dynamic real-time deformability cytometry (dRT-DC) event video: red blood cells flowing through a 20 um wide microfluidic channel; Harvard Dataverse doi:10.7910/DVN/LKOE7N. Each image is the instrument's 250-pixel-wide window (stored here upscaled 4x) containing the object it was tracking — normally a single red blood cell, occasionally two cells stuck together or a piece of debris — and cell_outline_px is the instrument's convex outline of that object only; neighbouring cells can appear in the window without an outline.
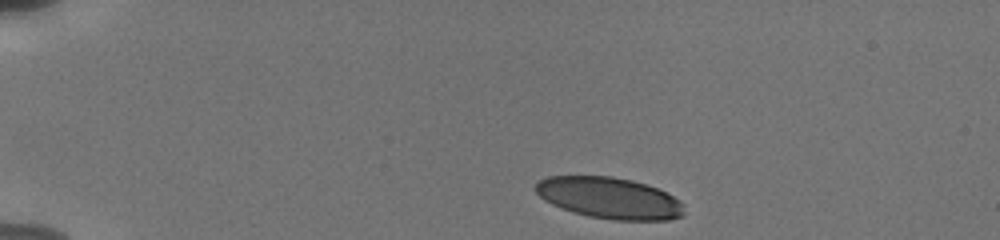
{"species": "human", "species_latin": "Homo sapiens", "temperature_condition": "cold", "stored_images_in_passage": 5, "camera_frame_rate_fps": 3000, "um_per_image_px": 0.085, "donor": {"sex": "male"}, "frame": {"image": 1, "passage_image": 1, "time_ms": 0.0, "image_size_px": [1000, 240], "cell_outline_px": [[684, 216], [668, 220], [616, 220], [588, 216], [572, 212], [552, 204], [544, 200], [536, 192], [536, 184], [540, 180], [548, 176], [612, 176], [632, 180], [656, 188], [680, 200], [684, 204]], "centroid_in_image_um": [51.81, 16.83], "position_along_channel_um": 33.2, "area_um2": 35.72}}
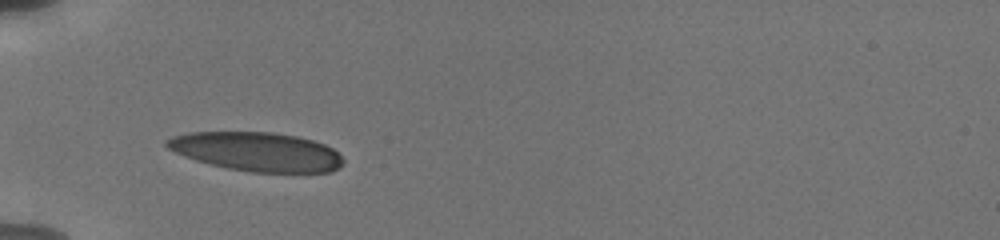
{"frame": {"image": 2, "passage_image": 4, "time_ms": 2.667, "image_size_px": [1000, 240], "cell_outline_px": [[344, 164], [340, 168], [332, 172], [252, 172], [228, 168], [196, 160], [184, 156], [168, 148], [164, 144], [164, 140], [172, 136], [192, 132], [272, 132], [296, 136], [312, 140], [324, 144], [332, 148], [344, 160]], "centroid_in_image_um": [21.84, 12.89], "position_along_channel_um": 63.2, "area_um2": 40.0}}